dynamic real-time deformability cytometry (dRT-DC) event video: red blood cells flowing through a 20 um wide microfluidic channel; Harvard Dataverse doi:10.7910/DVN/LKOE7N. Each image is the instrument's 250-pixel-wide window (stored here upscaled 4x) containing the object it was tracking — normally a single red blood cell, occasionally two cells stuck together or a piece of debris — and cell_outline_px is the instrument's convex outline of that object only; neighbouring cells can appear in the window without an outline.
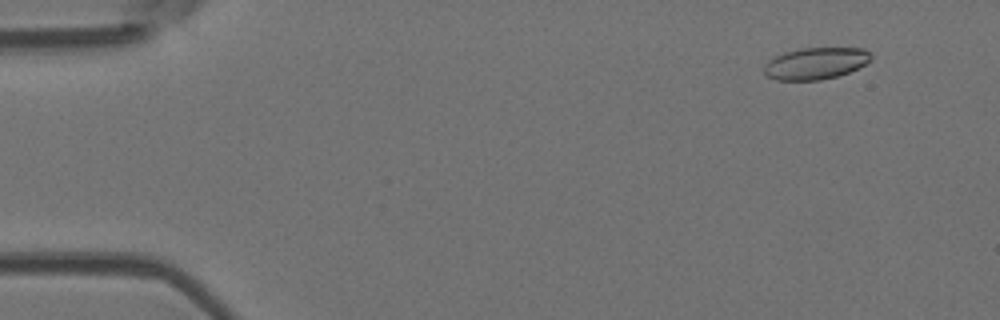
{"species": "Egyptian fruit bat (a non-hibernating species)", "species_latin": "Rousettus aegyptiacus", "temperature_condition": "room temperature", "stored_images_in_passage": 54, "camera_frame_rate_fps": 3000, "um_per_image_px": 0.085, "animal": {"sex": "female"}, "frame": {"image": 1, "passage_image": 5, "time_ms": 1.333, "image_size_px": [1000, 320], "cell_outline_px": [[872, 60], [848, 72], [836, 76], [820, 80], [776, 80], [768, 76], [764, 72], [764, 64], [768, 60], [784, 52], [800, 48], [864, 48], [872, 56]], "centroid_in_image_um": [69.31, 5.38], "position_along_channel_um": 15.7, "area_um2": 19.71}}
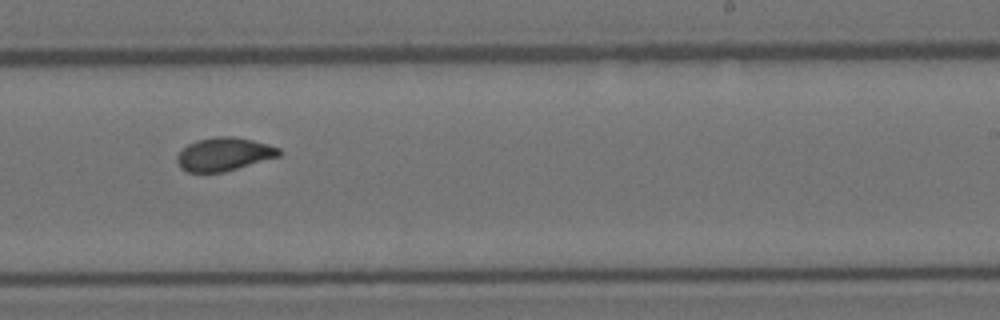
{"frame": {"image": 2, "passage_image": 34, "time_ms": 11.0, "image_size_px": [1000, 320], "cell_outline_px": [[280, 156], [224, 172], [188, 172], [180, 168], [176, 160], [176, 156], [188, 144], [196, 140], [216, 136], [236, 136], [268, 144], [280, 148]], "centroid_in_image_um": [19.03, 13.1], "position_along_channel_um": 270.0, "area_um2": 19.83}}
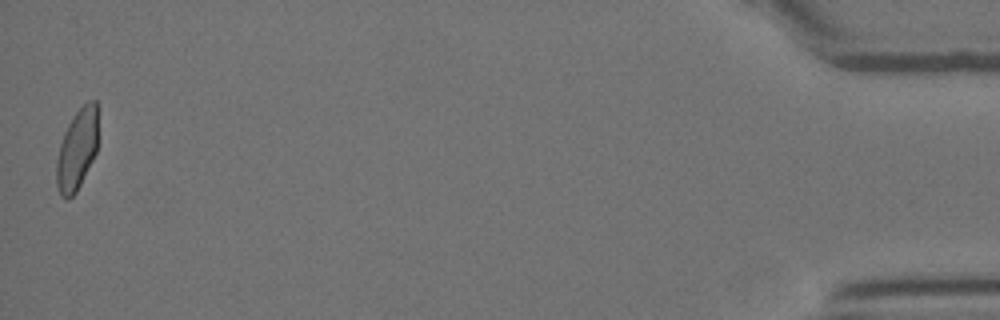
{"frame": {"image": 3, "passage_image": 54, "time_ms": 17.667, "image_size_px": [1000, 320], "cell_outline_px": [[96, 152], [76, 192], [68, 200], [64, 200], [60, 196], [56, 184], [56, 160], [60, 144], [64, 132], [68, 124], [76, 112], [88, 100], [96, 100]], "centroid_in_image_um": [6.5, 12.76], "position_along_channel_um": 428.7, "area_um2": 19.31}, "authors_computed_cell_mechanics": {"area_um2": 20.0277, "velocity_mm_per_s": 3.753, "shape_relaxation_time_tau1_ms": 6.8154, "shape_relaxation_time_tau2_ms": 1.3478, "deformation_change_tau1": 0.167, "deformation_change_tau2": 0.06}}